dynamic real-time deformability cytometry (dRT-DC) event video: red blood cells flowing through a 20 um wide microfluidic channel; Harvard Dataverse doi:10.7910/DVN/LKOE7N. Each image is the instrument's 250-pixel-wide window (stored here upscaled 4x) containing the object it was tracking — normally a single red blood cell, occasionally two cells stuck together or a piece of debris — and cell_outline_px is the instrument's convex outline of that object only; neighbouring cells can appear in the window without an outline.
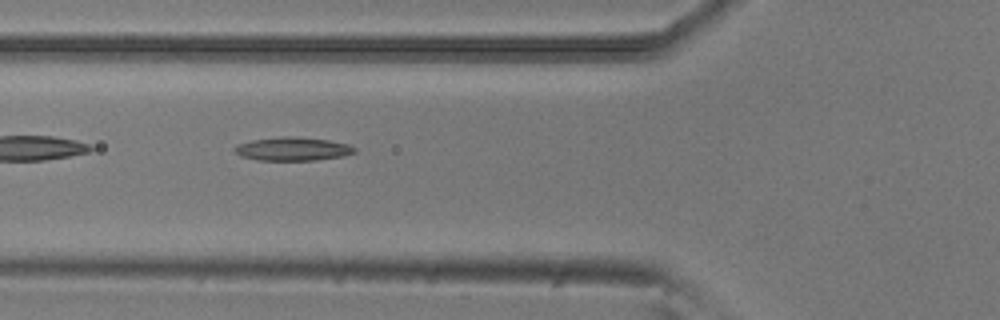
{"species": "common noctule bat (a hibernating species)", "species_latin": "Nyctalus noctula", "temperature_condition": "room temperature", "stored_images_in_passage": 3, "camera_frame_rate_fps": 3000, "um_per_image_px": 0.085, "animal": {"sex": "male", "body_mass_g": 20.5, "forearm_length_mm": 52.5}, "frame": {"image": 1, "passage_image": 2, "time_ms": 0.333, "image_size_px": [1000, 320], "cell_outline_px": [[356, 152], [344, 156], [316, 160], [256, 160], [240, 156], [232, 148], [240, 144], [252, 140], [288, 136], [328, 140], [348, 144], [356, 148]], "centroid_in_image_um": [24.9, 12.67], "position_along_channel_um": 100.9, "area_um2": 16.24}}
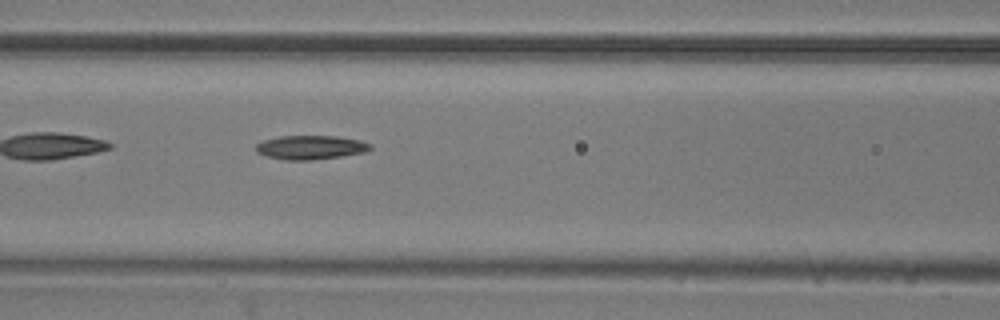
{"frame": {"image": 2, "passage_image": 3, "time_ms": 0.667, "image_size_px": [1000, 320], "cell_outline_px": [[372, 148], [368, 152], [312, 160], [288, 160], [264, 156], [256, 152], [256, 144], [264, 140], [280, 136], [336, 136], [360, 140], [372, 144]], "centroid_in_image_um": [26.42, 12.53], "position_along_channel_um": 140.2, "area_um2": 16.07}}